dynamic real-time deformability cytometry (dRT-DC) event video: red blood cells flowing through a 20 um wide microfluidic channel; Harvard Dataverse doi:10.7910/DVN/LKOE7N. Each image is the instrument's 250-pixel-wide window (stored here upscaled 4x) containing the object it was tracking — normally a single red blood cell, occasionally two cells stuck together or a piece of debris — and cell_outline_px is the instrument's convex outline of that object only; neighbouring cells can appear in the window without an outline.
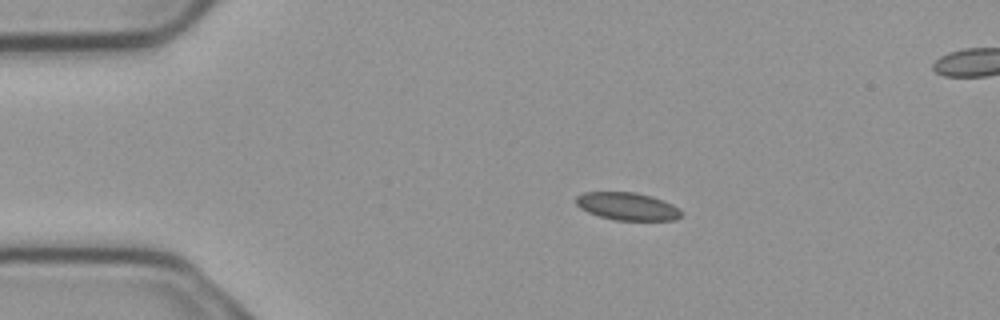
{"species": "common noctule bat (a hibernating species)", "species_latin": "Nyctalus noctula", "temperature_condition": "cold", "stored_images_in_passage": 5, "segment_of_instrument_passage": [1, 2], "camera_frame_rate_fps": 3000, "um_per_image_px": 0.085, "animal": {"sex": "male", "body_mass_g": 23.1, "forearm_length_mm": 52.7}, "frame": {"image": 1, "passage_image": 3, "time_ms": 0.667, "image_size_px": [1000, 320], "cell_outline_px": [[680, 216], [676, 220], [616, 220], [600, 216], [588, 212], [580, 208], [576, 204], [576, 196], [584, 192], [636, 192], [652, 196], [664, 200], [680, 208]], "centroid_in_image_um": [53.33, 17.53], "position_along_channel_um": 31.7, "area_um2": 16.99}}